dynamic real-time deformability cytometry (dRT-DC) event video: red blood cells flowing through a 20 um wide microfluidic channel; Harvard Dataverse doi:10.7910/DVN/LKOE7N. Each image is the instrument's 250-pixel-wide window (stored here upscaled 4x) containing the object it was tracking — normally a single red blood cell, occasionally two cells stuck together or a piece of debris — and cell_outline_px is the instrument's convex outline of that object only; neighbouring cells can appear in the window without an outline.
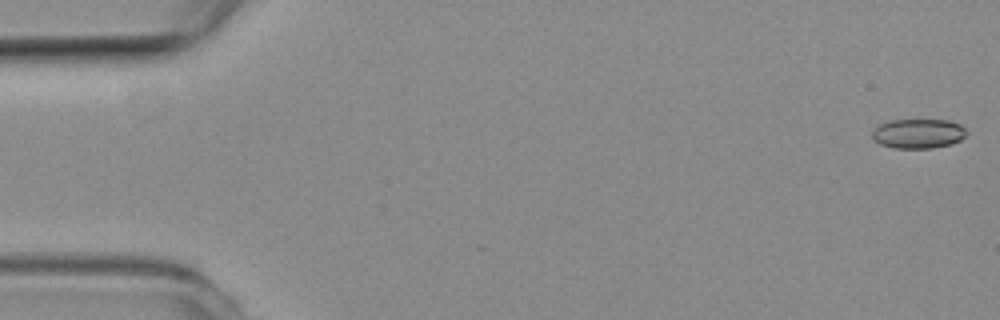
{"species": "common noctule bat (a hibernating species)", "species_latin": "Nyctalus noctula", "temperature_condition": "room temperature", "stored_images_in_passage": 54, "camera_frame_rate_fps": 3000, "um_per_image_px": 0.085, "animal": {"sex": "female", "body_mass_g": 19.3, "forearm_length_mm": 54.1}, "frame": {"image": 1, "passage_image": 1, "time_ms": 0.0, "image_size_px": [1000, 320], "cell_outline_px": [[968, 132], [960, 140], [952, 144], [932, 148], [892, 148], [880, 144], [872, 140], [872, 132], [880, 124], [892, 120], [948, 120], [960, 124]], "centroid_in_image_um": [78.05, 11.36], "position_along_channel_um": 7.0, "area_um2": 16.3}}
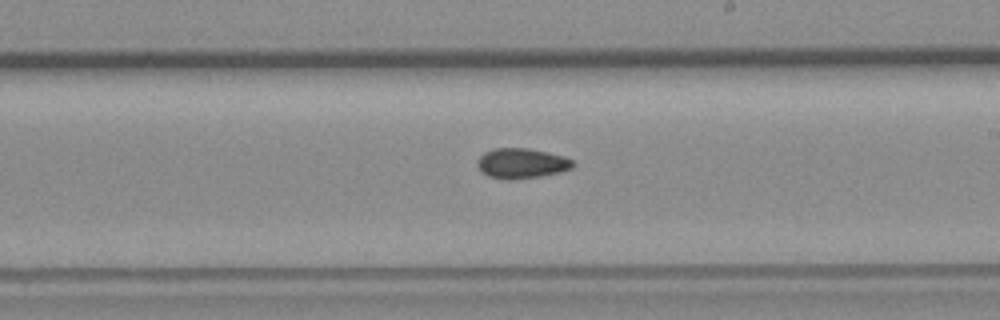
{"frame": {"image": 2, "passage_image": 31, "time_ms": 10.0, "image_size_px": [1000, 320], "cell_outline_px": [[572, 168], [560, 172], [540, 176], [512, 180], [504, 180], [488, 176], [480, 172], [476, 164], [476, 160], [484, 152], [496, 148], [524, 148], [544, 152], [560, 156], [572, 160]], "centroid_in_image_um": [44.24, 13.9], "position_along_channel_um": 244.8, "area_um2": 16.65}}
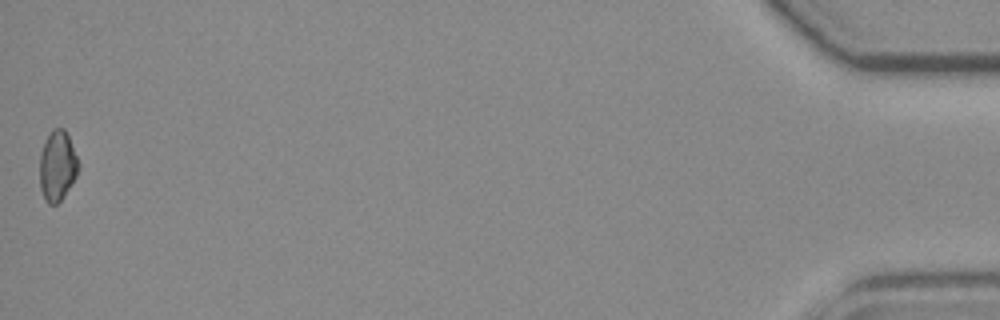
{"frame": {"image": 3, "passage_image": 54, "time_ms": 17.667, "image_size_px": [1000, 320], "cell_outline_px": [[80, 168], [76, 176], [64, 196], [56, 204], [48, 204], [44, 200], [40, 188], [40, 152], [52, 128], [64, 128], [68, 136], [80, 164]], "centroid_in_image_um": [4.88, 14.11], "position_along_channel_um": 430.3, "area_um2": 15.84}, "authors_computed_cell_mechanics": {"area_um2": 16.5019, "velocity_mm_per_s": 3.7915, "shape_relaxation_time_tau1_ms": null, "shape_relaxation_time_tau2_ms": 5.2767, "deformation_change_tau1": null, "deformation_change_tau2": 0.0818}}